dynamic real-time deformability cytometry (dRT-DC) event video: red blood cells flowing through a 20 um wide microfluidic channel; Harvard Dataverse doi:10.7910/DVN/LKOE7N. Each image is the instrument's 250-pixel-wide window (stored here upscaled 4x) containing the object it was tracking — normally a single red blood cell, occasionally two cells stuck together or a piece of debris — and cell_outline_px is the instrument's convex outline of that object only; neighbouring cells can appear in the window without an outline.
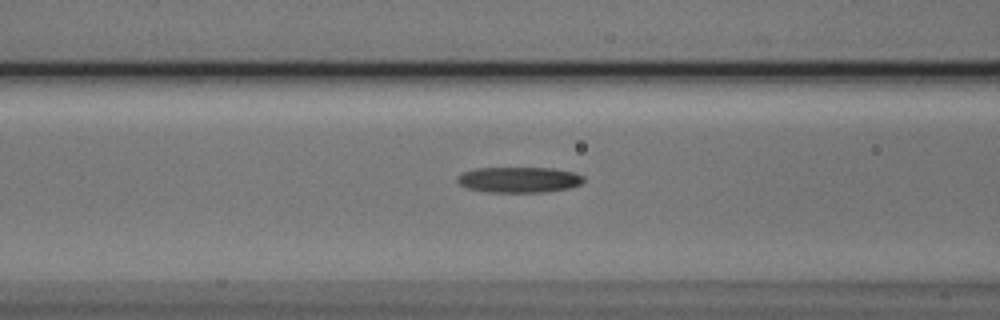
{"species": "Egyptian fruit bat (a non-hibernating species)", "species_latin": "Rousettus aegyptiacus", "temperature_condition": "cold", "stored_images_in_passage": 32, "camera_frame_rate_fps": 3000, "um_per_image_px": 0.085, "animal": {"sex": "male"}, "frame": {"image": 1, "passage_image": 11, "time_ms": 3.333, "image_size_px": [1000, 320], "cell_outline_px": [[584, 180], [580, 184], [568, 188], [544, 192], [488, 192], [468, 188], [460, 184], [456, 180], [456, 176], [464, 172], [476, 168], [552, 168], [576, 172], [584, 176]], "centroid_in_image_um": [44.12, 15.27], "position_along_channel_um": 122.5, "area_um2": 18.9}}
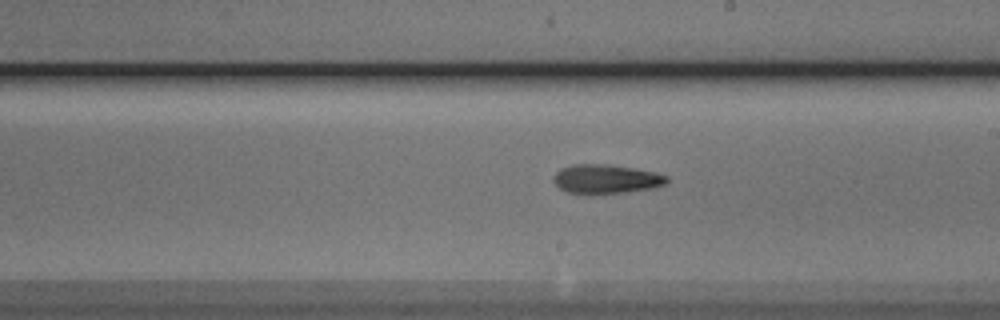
{"frame": {"image": 2, "passage_image": 20, "time_ms": 6.333, "image_size_px": [1000, 320], "cell_outline_px": [[668, 180], [664, 184], [652, 188], [624, 192], [568, 192], [560, 188], [552, 180], [552, 176], [560, 168], [572, 164], [608, 164], [632, 168], [652, 172], [668, 176]], "centroid_in_image_um": [51.47, 15.18], "position_along_channel_um": 237.5, "area_um2": 18.67}}
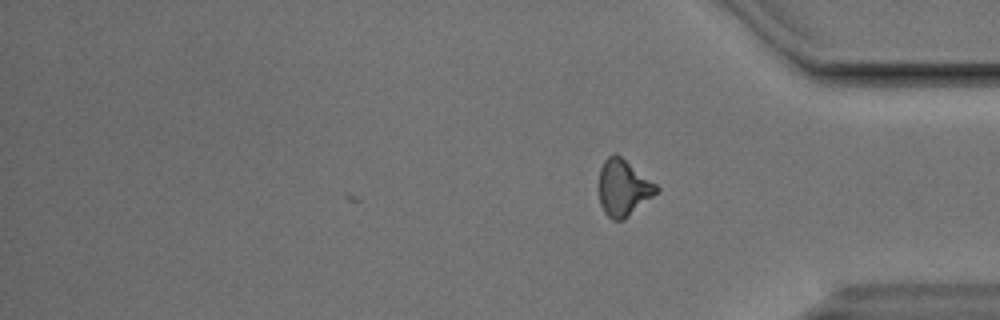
{"frame": {"image": 3, "passage_image": 32, "time_ms": 10.333, "image_size_px": [1000, 320], "cell_outline_px": [[660, 192], [624, 220], [612, 220], [604, 212], [600, 204], [600, 168], [604, 160], [608, 156], [616, 152], [656, 184], [660, 188]], "centroid_in_image_um": [53.01, 15.97], "position_along_channel_um": 382.2, "area_um2": 19.02}, "authors_computed_cell_mechanics": {"area_um2": 18.6983, "velocity_mm_per_s": 3.8328, "shape_relaxation_time_tau1_ms": 5.6176, "shape_relaxation_time_tau2_ms": 8.3873, "deformation_change_tau1": 0.1612, "deformation_change_tau2": 0.216}}